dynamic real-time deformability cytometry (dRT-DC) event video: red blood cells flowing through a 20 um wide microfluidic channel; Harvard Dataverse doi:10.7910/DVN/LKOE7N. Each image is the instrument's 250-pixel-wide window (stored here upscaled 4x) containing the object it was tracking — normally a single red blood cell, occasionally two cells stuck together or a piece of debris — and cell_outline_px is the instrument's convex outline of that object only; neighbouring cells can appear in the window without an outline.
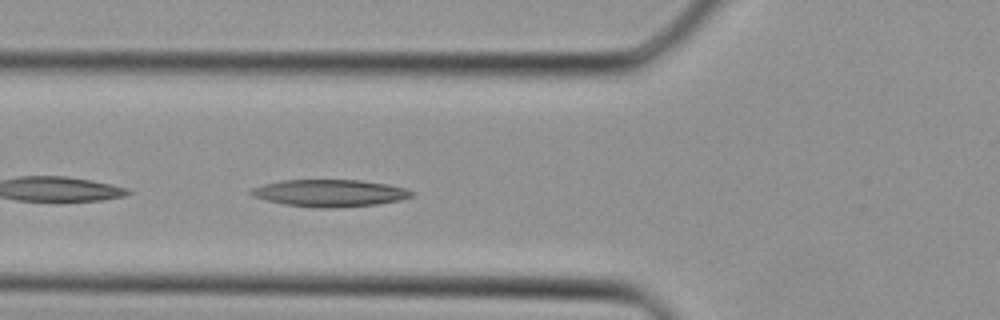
{"species": "Egyptian fruit bat (a non-hibernating species)", "species_latin": "Rousettus aegyptiacus", "temperature_condition": "cold", "stored_images_in_passage": 31, "camera_frame_rate_fps": 3000, "um_per_image_px": 0.085, "animal": {"sex": "female"}, "frame": {"image": 1, "passage_image": 7, "time_ms": 2.0, "image_size_px": [1000, 320], "cell_outline_px": [[416, 192], [412, 196], [400, 200], [376, 204], [332, 208], [320, 208], [284, 204], [252, 196], [248, 192], [252, 188], [264, 184], [280, 180], [360, 180], [388, 184], [404, 188]], "centroid_in_image_um": [28.03, 16.4], "position_along_channel_um": 97.8, "area_um2": 25.26}}
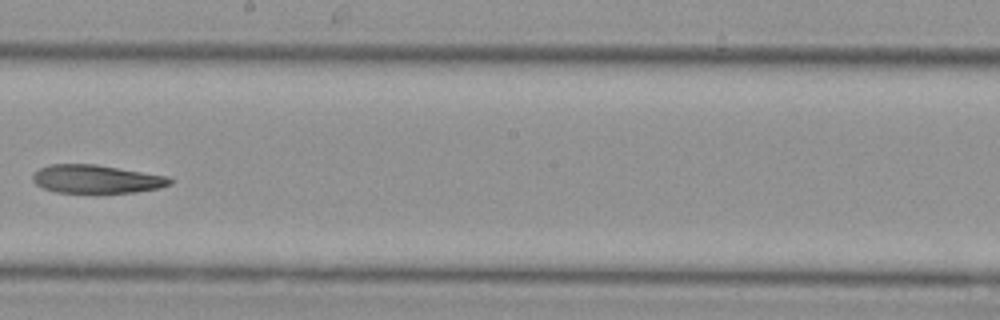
{"frame": {"image": 2, "passage_image": 15, "time_ms": 4.667, "image_size_px": [1000, 320], "cell_outline_px": [[172, 184], [160, 188], [136, 192], [56, 192], [44, 188], [36, 184], [32, 180], [32, 176], [40, 168], [52, 164], [96, 164], [168, 176], [172, 180]], "centroid_in_image_um": [8.22, 15.21], "position_along_channel_um": 240.0, "area_um2": 22.48}}
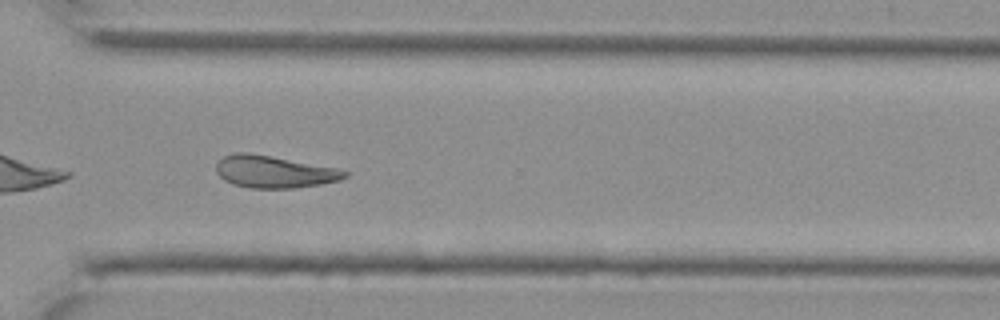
{"frame": {"image": 3, "passage_image": 21, "time_ms": 6.667, "image_size_px": [1000, 320], "cell_outline_px": [[348, 176], [340, 180], [320, 184], [292, 188], [252, 188], [232, 184], [224, 180], [216, 172], [216, 164], [224, 156], [236, 152], [248, 152], [336, 168], [348, 172]], "centroid_in_image_um": [23.27, 14.6], "position_along_channel_um": 347.3, "area_um2": 23.87}}